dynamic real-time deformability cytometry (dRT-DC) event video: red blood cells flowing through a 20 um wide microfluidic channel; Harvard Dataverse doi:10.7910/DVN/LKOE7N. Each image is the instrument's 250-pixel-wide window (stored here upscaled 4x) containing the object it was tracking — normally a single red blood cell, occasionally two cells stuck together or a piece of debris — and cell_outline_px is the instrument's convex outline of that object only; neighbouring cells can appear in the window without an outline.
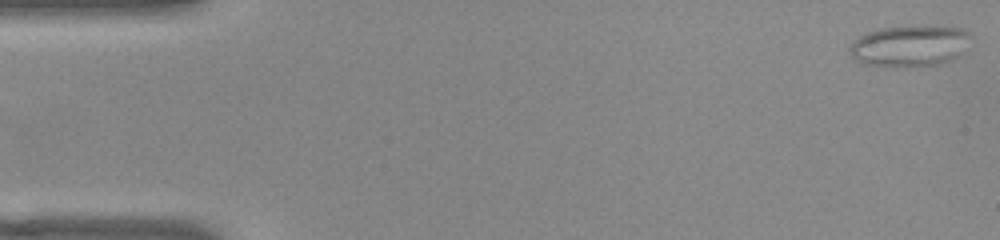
{"species": "common noctule bat (a hibernating species)", "species_latin": "Nyctalus noctula", "temperature_condition": "warm", "stored_images_in_passage": 51, "camera_frame_rate_fps": 3000, "um_per_image_px": 0.085, "animal": {"sex": "female", "body_mass_g": 22.0, "forearm_length_mm": 56.7}, "frame": {"image": 1, "passage_image": 1, "time_ms": 0.0, "image_size_px": [1000, 240], "cell_outline_px": [[972, 36], [956, 56], [952, 60], [940, 64], [904, 68], [884, 68], [860, 64], [852, 56], [848, 48], [860, 36], [868, 32], [880, 28], [912, 24], [924, 24], [964, 28]], "centroid_in_image_um": [77.29, 3.9], "position_along_channel_um": 7.7, "area_um2": 30.11}}
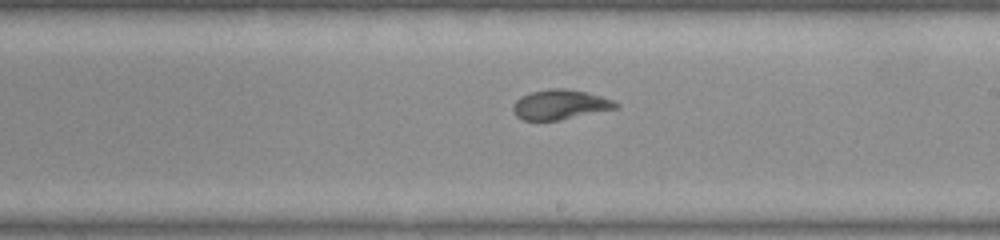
{"frame": {"image": 2, "passage_image": 29, "time_ms": 9.333, "image_size_px": [1000, 240], "cell_outline_px": [[620, 104], [616, 108], [560, 120], [524, 120], [516, 116], [512, 108], [512, 104], [520, 96], [532, 92], [548, 88], [564, 88], [588, 92], [612, 100]], "centroid_in_image_um": [47.57, 8.88], "position_along_channel_um": 241.4, "area_um2": 17.8}}
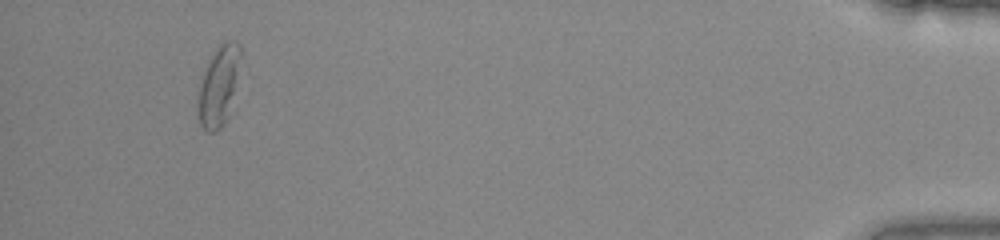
{"frame": {"image": 3, "passage_image": 48, "time_ms": 15.667, "image_size_px": [1000, 240], "cell_outline_px": [[240, 52], [228, 116], [220, 128], [212, 132], [208, 132], [200, 124], [196, 112], [196, 96], [208, 60], [220, 44], [224, 40], [236, 40], [240, 44]], "centroid_in_image_um": [18.51, 7.31], "position_along_channel_um": 416.7, "area_um2": 19.31}, "authors_computed_cell_mechanics": {"area_um2": 18.2648, "velocity_mm_per_s": 3.9477, "shape_relaxation_time_tau1_ms": null, "shape_relaxation_time_tau2_ms": 2.1084, "deformation_change_tau1": null, "deformation_change_tau2": 0.0762}}